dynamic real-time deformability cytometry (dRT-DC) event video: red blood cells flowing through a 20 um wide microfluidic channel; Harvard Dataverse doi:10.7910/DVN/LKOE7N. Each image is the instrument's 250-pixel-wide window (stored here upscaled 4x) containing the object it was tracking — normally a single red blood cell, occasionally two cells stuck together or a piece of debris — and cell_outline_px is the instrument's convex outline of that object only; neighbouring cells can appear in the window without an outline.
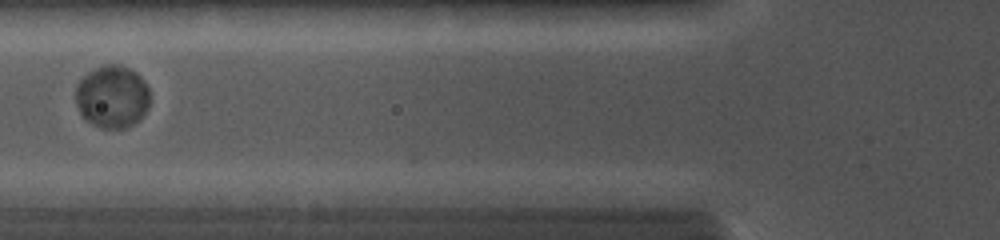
{"species": "common noctule bat (a hibernating species)", "species_latin": "Nyctalus noctula", "temperature_condition": "cold", "stored_images_in_passage": 29, "camera_frame_rate_fps": 5000, "um_per_image_px": 0.085, "animal": {"sex": "female", "body_mass_g": 19.0, "forearm_length_mm": 56.7}, "frame": {"image": 1, "passage_image": 2, "time_ms": 0.4, "image_size_px": [1000, 240], "cell_outline_px": [[148, 108], [132, 124], [124, 128], [100, 128], [92, 124], [80, 112], [76, 104], [76, 84], [88, 72], [104, 64], [120, 64], [136, 72], [144, 80], [148, 88]], "centroid_in_image_um": [9.52, 8.19], "position_along_channel_um": 116.3, "area_um2": 26.82}}
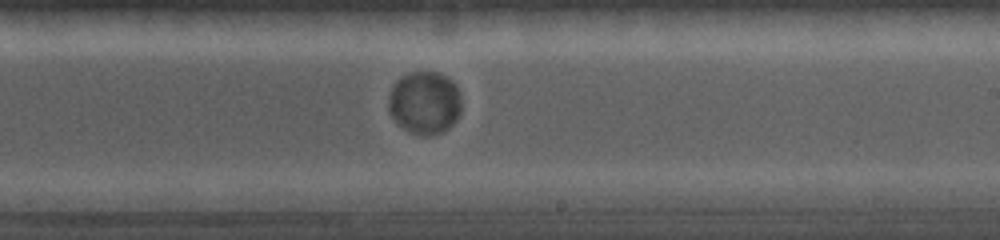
{"frame": {"image": 2, "passage_image": 14, "time_ms": 3.6, "image_size_px": [1000, 240], "cell_outline_px": [[460, 112], [456, 120], [444, 132], [428, 136], [424, 136], [412, 132], [404, 128], [388, 112], [388, 100], [392, 84], [396, 80], [408, 72], [440, 72], [452, 80], [456, 84], [460, 92]], "centroid_in_image_um": [36.1, 8.71], "position_along_channel_um": 252.9, "area_um2": 26.93}}
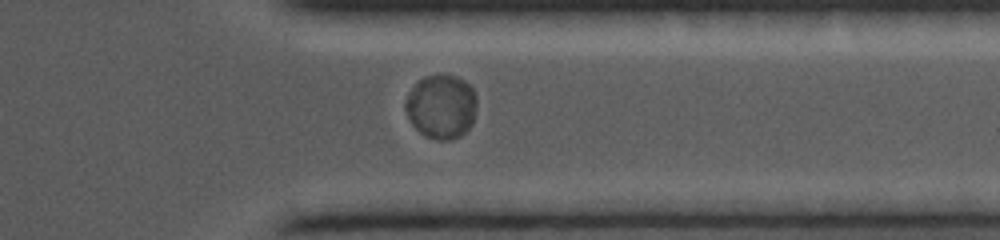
{"frame": {"image": 3, "passage_image": 25, "time_ms": 6.4, "image_size_px": [1000, 240], "cell_outline_px": [[476, 108], [472, 124], [460, 136], [452, 140], [436, 140], [424, 136], [412, 124], [404, 108], [404, 100], [408, 92], [424, 76], [456, 76], [464, 80], [472, 88], [476, 96]], "centroid_in_image_um": [37.5, 9.08], "position_along_channel_um": 373.9, "area_um2": 26.65}}